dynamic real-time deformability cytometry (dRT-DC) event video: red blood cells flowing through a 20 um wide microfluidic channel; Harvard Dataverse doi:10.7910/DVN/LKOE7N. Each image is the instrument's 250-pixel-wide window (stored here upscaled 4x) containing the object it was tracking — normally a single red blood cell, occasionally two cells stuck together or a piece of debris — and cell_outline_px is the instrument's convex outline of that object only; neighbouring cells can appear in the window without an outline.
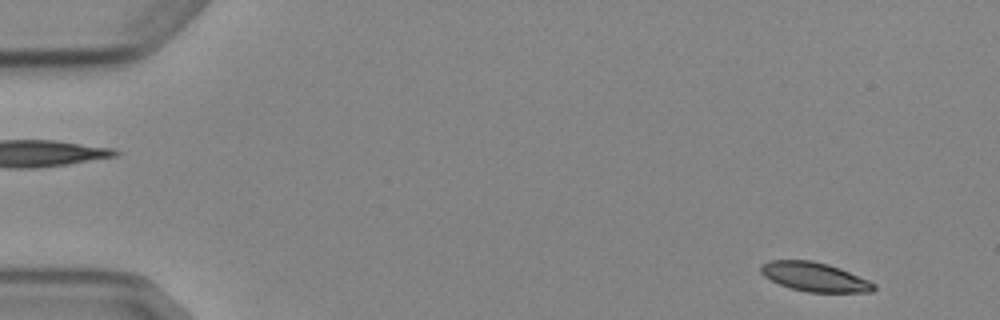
{"species": "Egyptian fruit bat (a non-hibernating species)", "species_latin": "Rousettus aegyptiacus", "temperature_condition": "cold", "stored_images_in_passage": 4, "camera_frame_rate_fps": 3000, "um_per_image_px": 0.085, "animal": {"sex": "female"}, "frame": {"image": 1, "passage_image": 1, "time_ms": 0.0, "image_size_px": [1000, 320], "cell_outline_px": [[876, 288], [872, 292], [808, 292], [792, 288], [780, 284], [764, 276], [760, 272], [760, 264], [768, 260], [812, 260], [828, 264], [840, 268], [868, 280], [876, 284]], "centroid_in_image_um": [69.23, 23.52], "position_along_channel_um": 15.8, "area_um2": 19.13}}